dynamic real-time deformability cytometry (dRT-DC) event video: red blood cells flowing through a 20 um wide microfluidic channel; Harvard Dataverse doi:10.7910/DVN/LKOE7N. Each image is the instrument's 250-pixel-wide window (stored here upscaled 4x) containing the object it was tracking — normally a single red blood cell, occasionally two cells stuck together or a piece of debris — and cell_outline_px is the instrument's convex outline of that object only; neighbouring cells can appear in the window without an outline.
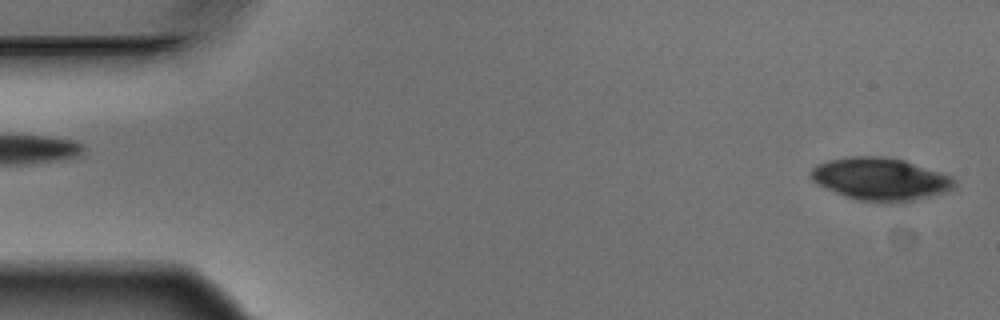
{"species": "Egyptian fruit bat (a non-hibernating species)", "species_latin": "Rousettus aegyptiacus", "temperature_condition": "warm", "stored_images_in_passage": 4, "segment_of_instrument_passage": [2, 2], "camera_frame_rate_fps": 3000, "um_per_image_px": 0.085, "animal": {"sex": "male"}, "frame": {"image": 1, "passage_image": 4, "time_ms": 1.0, "image_size_px": [1000, 320], "cell_outline_px": [[956, 188], [944, 192], [896, 204], [888, 204], [856, 200], [844, 196], [812, 180], [812, 168], [816, 164], [828, 160], [852, 156], [884, 156], [904, 160], [952, 176], [956, 180]], "centroid_in_image_um": [74.87, 15.23], "position_along_channel_um": 10.1, "area_um2": 35.72}}